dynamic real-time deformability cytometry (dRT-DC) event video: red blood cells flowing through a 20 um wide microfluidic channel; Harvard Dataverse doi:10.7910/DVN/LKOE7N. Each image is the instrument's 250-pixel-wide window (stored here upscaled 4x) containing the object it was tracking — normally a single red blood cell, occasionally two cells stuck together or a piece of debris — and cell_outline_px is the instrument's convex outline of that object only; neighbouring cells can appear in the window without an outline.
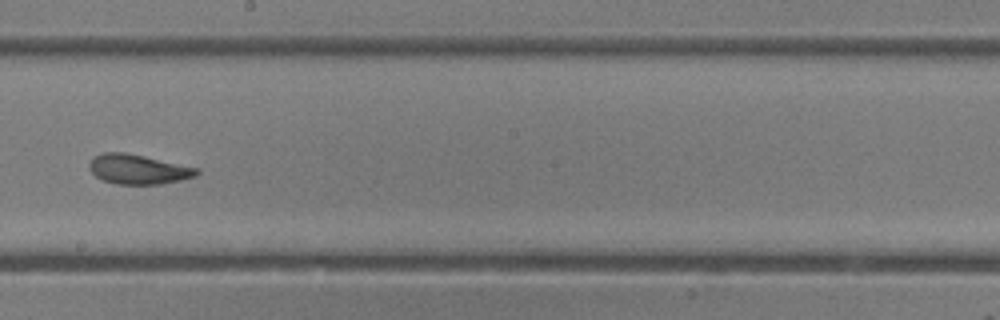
{"species": "common noctule bat (a hibernating species)", "species_latin": "Nyctalus noctula", "temperature_condition": "room temperature", "stored_images_in_passage": 48, "camera_frame_rate_fps": 3000, "um_per_image_px": 0.085, "animal": {"sex": "female"}, "frame": {"image": 1, "passage_image": 28, "time_ms": 9.0, "image_size_px": [1000, 320], "cell_outline_px": [[200, 172], [196, 176], [180, 180], [160, 184], [116, 184], [104, 180], [96, 176], [88, 168], [88, 164], [92, 156], [104, 152], [124, 152], [144, 156], [200, 168]], "centroid_in_image_um": [11.74, 14.38], "position_along_channel_um": 236.5, "area_um2": 18.67}, "authors_computed_cell_mechanics": {"area_um2": 19.9121, "velocity_mm_per_s": 4.2329, "shape_relaxation_time_tau1_ms": 3.3529, "shape_relaxation_time_tau2_ms": 2.069, "deformation_change_tau1": 0.1328, "deformation_change_tau2": 0.0931}}